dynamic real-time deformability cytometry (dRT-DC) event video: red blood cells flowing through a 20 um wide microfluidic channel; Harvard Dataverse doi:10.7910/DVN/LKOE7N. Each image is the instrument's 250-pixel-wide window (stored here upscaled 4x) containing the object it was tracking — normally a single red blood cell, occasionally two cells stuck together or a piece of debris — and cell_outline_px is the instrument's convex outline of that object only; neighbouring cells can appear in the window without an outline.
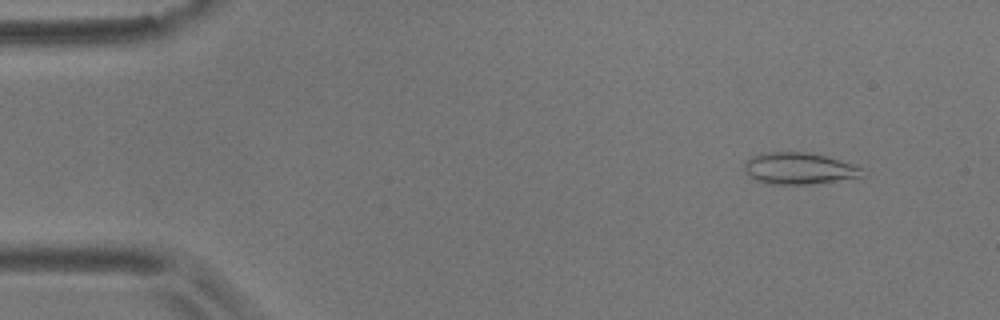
{"species": "common noctule bat (a hibernating species)", "species_latin": "Nyctalus noctula", "temperature_condition": "room temperature", "stored_images_in_passage": 4, "camera_frame_rate_fps": 3000, "um_per_image_px": 0.085, "animal": {"sex": "male", "body_mass_g": 17.9}, "frame": {"image": 1, "passage_image": 2, "time_ms": 0.333, "image_size_px": [1000, 320], "cell_outline_px": [[864, 176], [808, 184], [772, 184], [756, 180], [748, 176], [744, 168], [744, 164], [752, 156], [768, 152], [808, 152], [824, 156], [852, 164], [864, 168]], "centroid_in_image_um": [67.9, 14.32], "position_along_channel_um": 17.1, "area_um2": 21.44}}